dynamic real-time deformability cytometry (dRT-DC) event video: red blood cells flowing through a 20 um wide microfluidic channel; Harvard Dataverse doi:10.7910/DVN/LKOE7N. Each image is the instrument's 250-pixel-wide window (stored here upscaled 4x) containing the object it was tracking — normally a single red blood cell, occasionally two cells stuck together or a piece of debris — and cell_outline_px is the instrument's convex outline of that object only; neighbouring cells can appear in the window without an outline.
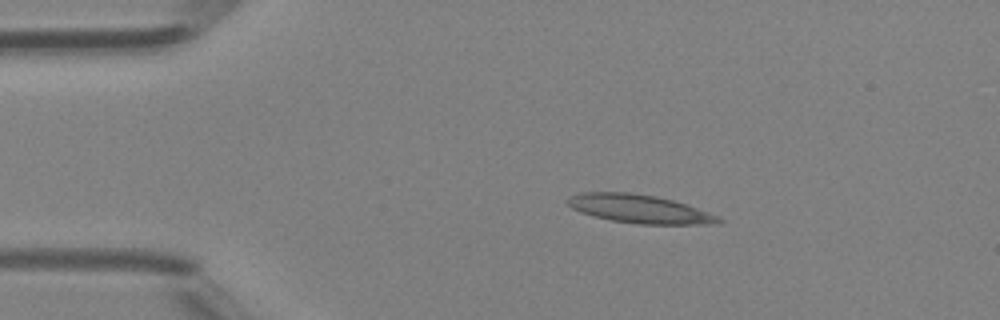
{"species": "Egyptian fruit bat (a non-hibernating species)", "species_latin": "Rousettus aegyptiacus", "temperature_condition": "room temperature", "stored_images_in_passage": 39, "camera_frame_rate_fps": 3000, "um_per_image_px": 0.085, "animal": {"sex": "female"}, "frame": {"image": 1, "passage_image": 1, "time_ms": 0.0, "image_size_px": [1000, 320], "cell_outline_px": [[724, 220], [704, 224], [640, 224], [612, 220], [580, 212], [572, 208], [564, 200], [580, 192], [628, 192], [656, 196], [672, 200], [720, 216]], "centroid_in_image_um": [54.31, 17.74], "position_along_channel_um": 30.7, "area_um2": 24.62}}
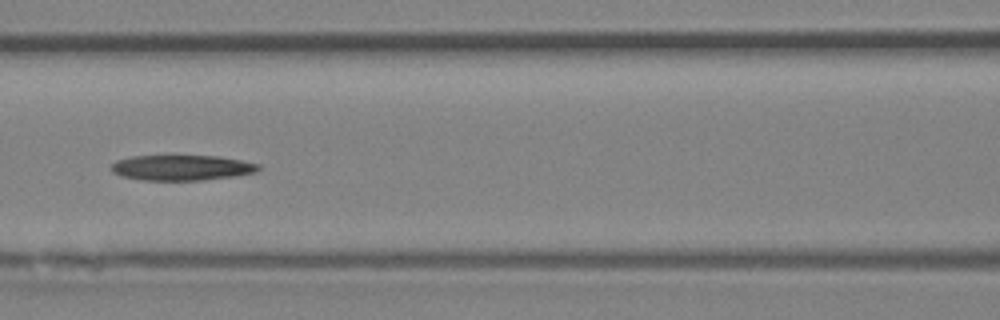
{"frame": {"image": 2, "passage_image": 13, "time_ms": 4.0, "image_size_px": [1000, 320], "cell_outline_px": [[260, 168], [256, 172], [236, 176], [200, 180], [140, 180], [124, 176], [112, 172], [108, 168], [116, 160], [132, 156], [216, 156], [240, 160], [260, 164]], "centroid_in_image_um": [15.43, 14.25], "position_along_channel_um": 151.2, "area_um2": 21.73}}
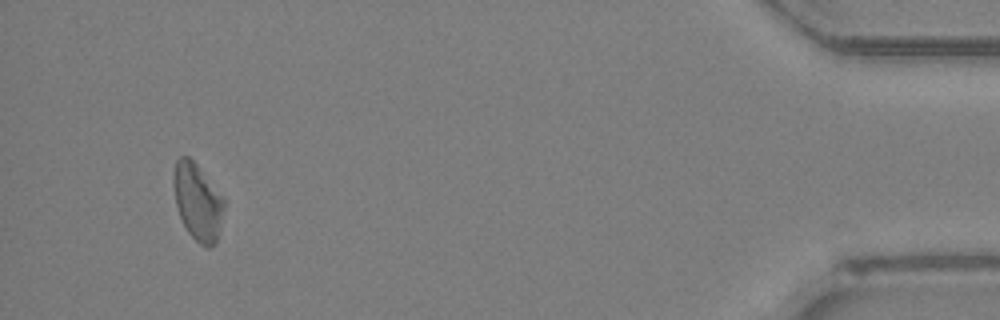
{"frame": {"image": 3, "passage_image": 37, "time_ms": 12.0, "image_size_px": [1000, 320], "cell_outline_px": [[224, 208], [216, 244], [208, 248], [200, 244], [188, 232], [180, 216], [176, 204], [172, 180], [172, 172], [176, 160], [180, 156], [188, 156], [196, 164], [224, 196]], "centroid_in_image_um": [16.79, 17.13], "position_along_channel_um": 418.4, "area_um2": 22.66}, "authors_computed_cell_mechanics": {"area_um2": 22.5998, "velocity_mm_per_s": 4.2898, "shape_relaxation_time_tau1_ms": null, "shape_relaxation_time_tau2_ms": 4.0691, "deformation_change_tau1": null, "deformation_change_tau2": 0.1409}}